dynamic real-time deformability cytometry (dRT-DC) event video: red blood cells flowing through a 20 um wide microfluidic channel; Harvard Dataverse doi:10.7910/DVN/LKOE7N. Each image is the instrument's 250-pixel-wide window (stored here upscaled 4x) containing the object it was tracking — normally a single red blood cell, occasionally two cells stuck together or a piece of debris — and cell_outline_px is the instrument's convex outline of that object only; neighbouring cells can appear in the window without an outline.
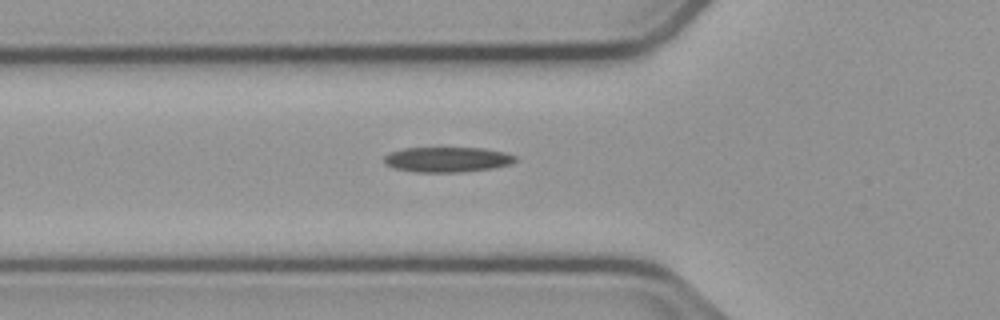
{"species": "common noctule bat (a hibernating species)", "species_latin": "Nyctalus noctula", "temperature_condition": "cold", "stored_images_in_passage": 36, "camera_frame_rate_fps": 3000, "um_per_image_px": 0.085, "animal": {"sex": "male", "body_mass_g": 23.1, "forearm_length_mm": 52.7}, "frame": {"image": 1, "passage_image": 2, "time_ms": 0.333, "image_size_px": [1000, 320], "cell_outline_px": [[516, 160], [512, 164], [492, 168], [460, 172], [412, 172], [392, 168], [384, 164], [384, 156], [388, 152], [404, 148], [484, 148], [504, 152], [516, 156]], "centroid_in_image_um": [37.97, 13.56], "position_along_channel_um": 87.8, "area_um2": 19.42}}
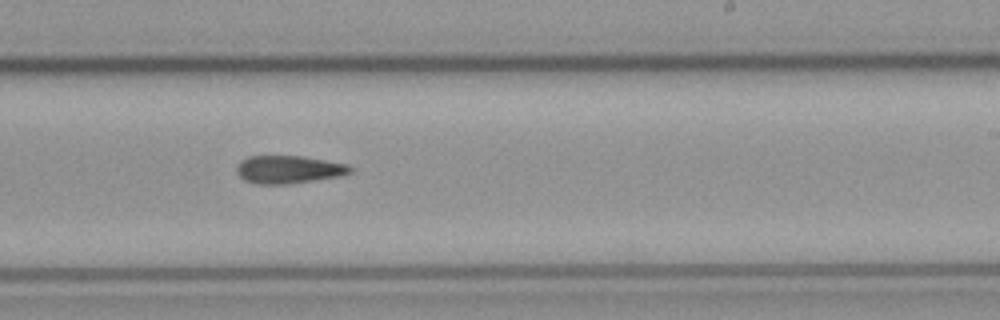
{"frame": {"image": 2, "passage_image": 16, "time_ms": 5.0, "image_size_px": [1000, 320], "cell_outline_px": [[352, 172], [340, 176], [284, 184], [256, 184], [244, 180], [236, 172], [236, 168], [240, 160], [248, 156], [300, 156], [348, 164], [352, 168]], "centroid_in_image_um": [24.5, 14.4], "position_along_channel_um": 264.5, "area_um2": 18.32}}
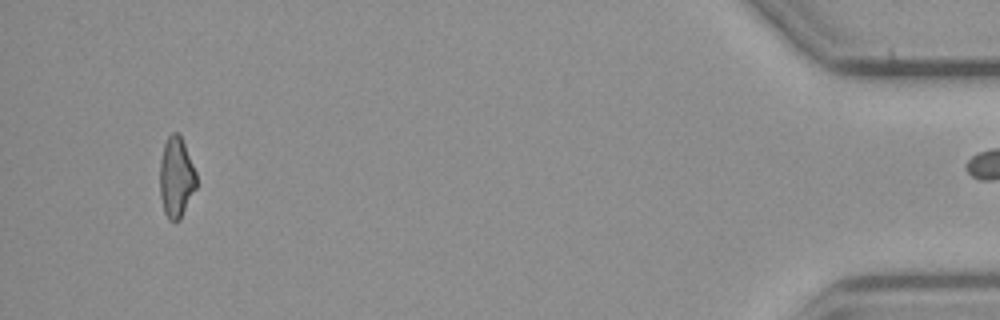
{"frame": {"image": 3, "passage_image": 35, "time_ms": 11.333, "image_size_px": [1000, 320], "cell_outline_px": [[196, 188], [180, 220], [176, 224], [168, 220], [164, 212], [160, 196], [160, 160], [164, 144], [168, 136], [172, 132], [176, 132], [180, 136], [184, 144], [196, 172]], "centroid_in_image_um": [14.97, 15.13], "position_along_channel_um": 420.2, "area_um2": 17.22}}